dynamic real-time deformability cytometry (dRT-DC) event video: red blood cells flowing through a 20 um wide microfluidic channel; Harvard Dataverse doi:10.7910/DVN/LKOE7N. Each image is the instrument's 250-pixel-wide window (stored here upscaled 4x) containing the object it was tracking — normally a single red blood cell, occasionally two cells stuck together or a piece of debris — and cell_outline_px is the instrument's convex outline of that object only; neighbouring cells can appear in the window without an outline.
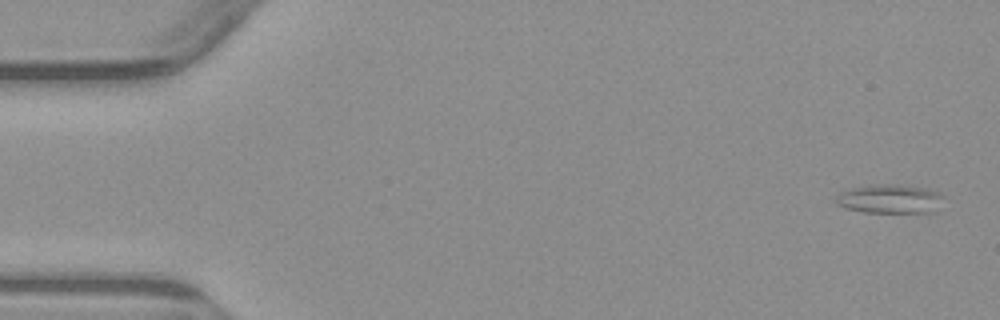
{"species": "common noctule bat (a hibernating species)", "species_latin": "Nyctalus noctula", "temperature_condition": "warm", "stored_images_in_passage": 4, "camera_frame_rate_fps": 3000, "um_per_image_px": 0.085, "animal": {"sex": "male", "body_mass_g": 23.1, "forearm_length_mm": 52.7}, "frame": {"image": 1, "passage_image": 1, "time_ms": 0.0, "image_size_px": [1000, 320], "cell_outline_px": [[944, 196], [932, 212], [864, 212], [848, 208], [836, 204], [836, 196], [840, 192], [852, 188], [868, 184], [896, 184], [928, 188], [940, 192]], "centroid_in_image_um": [75.62, 16.88], "position_along_channel_um": 9.4, "area_um2": 18.09}}
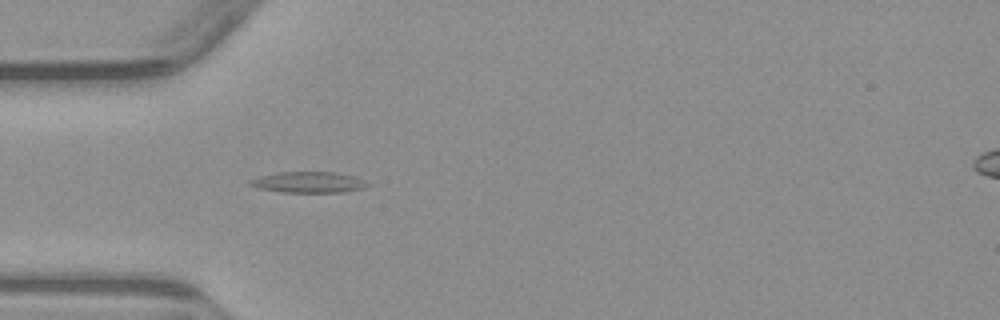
{"frame": {"image": 2, "passage_image": 4, "time_ms": 4.667, "image_size_px": [1000, 320], "cell_outline_px": [[368, 184], [364, 188], [340, 192], [284, 192], [260, 188], [248, 184], [248, 180], [260, 176], [276, 172], [336, 172], [356, 176], [364, 180]], "centroid_in_image_um": [26.22, 15.48], "position_along_channel_um": 58.8, "area_um2": 14.28}}